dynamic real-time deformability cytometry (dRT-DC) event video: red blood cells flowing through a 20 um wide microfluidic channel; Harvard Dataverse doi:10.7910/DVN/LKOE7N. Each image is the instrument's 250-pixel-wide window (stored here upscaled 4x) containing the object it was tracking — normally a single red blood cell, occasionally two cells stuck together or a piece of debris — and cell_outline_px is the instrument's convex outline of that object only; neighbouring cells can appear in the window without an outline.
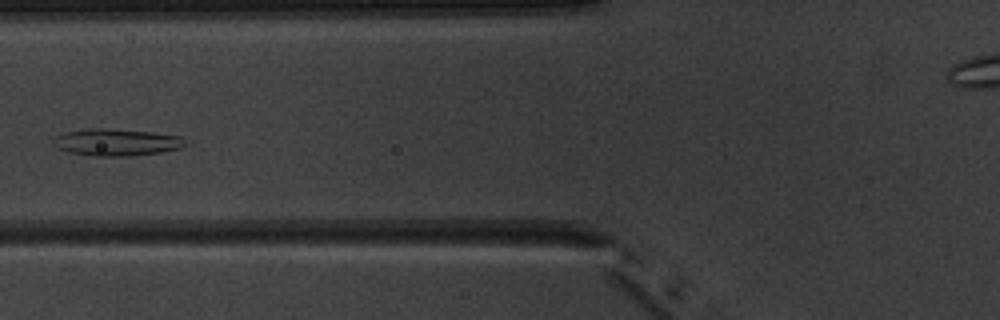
{"species": "common noctule bat (a hibernating species)", "species_latin": "Nyctalus noctula", "temperature_condition": "warm", "stored_images_in_passage": 7, "camera_frame_rate_fps": 3000, "um_per_image_px": 0.085, "animal": {"sex": "male", "body_mass_g": 20.1, "forearm_length_mm": 53.5}, "frame": {"image": 1, "passage_image": 7, "time_ms": 7.0, "image_size_px": [1000, 320], "cell_outline_px": [[188, 144], [180, 148], [160, 152], [128, 156], [96, 156], [68, 152], [56, 148], [52, 144], [52, 140], [56, 136], [64, 132], [88, 128], [108, 128], [152, 132], [184, 136]], "centroid_in_image_um": [9.9, 12.08], "position_along_channel_um": 115.9, "area_um2": 21.04}}